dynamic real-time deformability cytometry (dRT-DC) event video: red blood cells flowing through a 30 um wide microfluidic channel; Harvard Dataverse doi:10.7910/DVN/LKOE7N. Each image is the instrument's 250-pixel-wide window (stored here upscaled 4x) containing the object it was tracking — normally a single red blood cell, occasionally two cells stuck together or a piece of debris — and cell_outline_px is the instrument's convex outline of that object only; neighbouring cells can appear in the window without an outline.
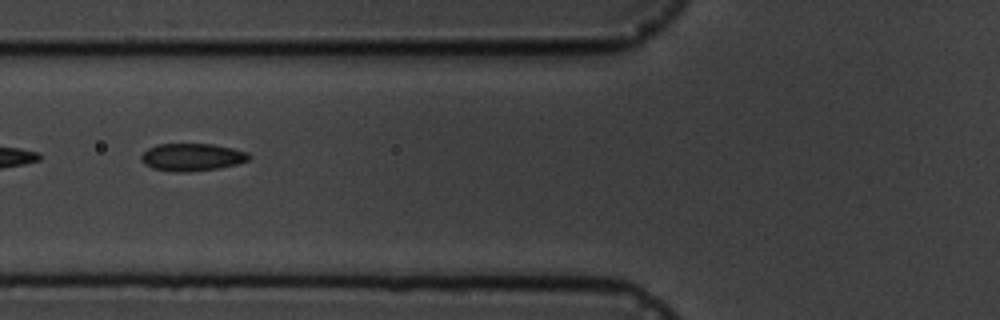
{"species": "common noctule bat (a hibernating species)", "species_latin": "Nyctalus noctula", "temperature_condition": "cold", "stored_images_in_passage": 14, "camera_frame_rate_fps": 3000, "um_per_image_px": 0.085, "animal": {"sex": "male", "body_mass_g": 19.5, "forearm_length_mm": 54.6}, "frame": {"image": 1, "passage_image": 7, "time_ms": 7.0, "image_size_px": [1000, 320], "cell_outline_px": [[252, 156], [248, 160], [236, 164], [220, 168], [188, 172], [176, 172], [152, 168], [144, 164], [140, 160], [140, 156], [148, 148], [156, 144], [212, 144], [232, 148], [248, 152]], "centroid_in_image_um": [16.31, 13.36], "position_along_channel_um": 109.5, "area_um2": 17.4}}
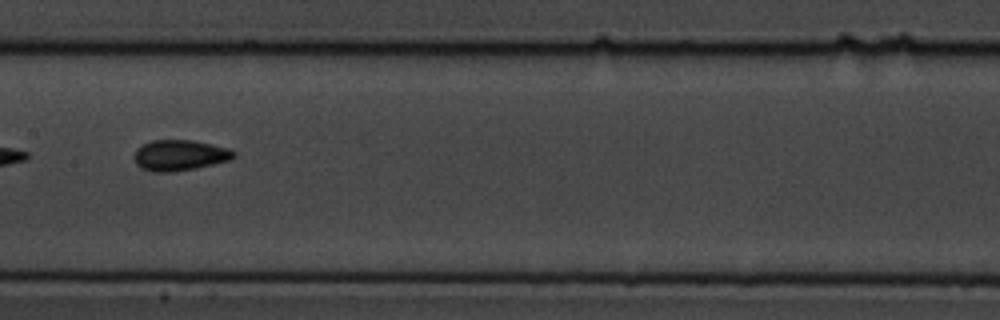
{"frame": {"image": 2, "passage_image": 9, "time_ms": 9.333, "image_size_px": [1000, 320], "cell_outline_px": [[236, 156], [228, 160], [196, 168], [172, 172], [152, 172], [140, 168], [136, 164], [132, 156], [136, 148], [152, 140], [192, 140], [212, 144], [228, 148], [236, 152]], "centroid_in_image_um": [15.23, 13.2], "position_along_channel_um": 192.2, "area_um2": 17.98}}
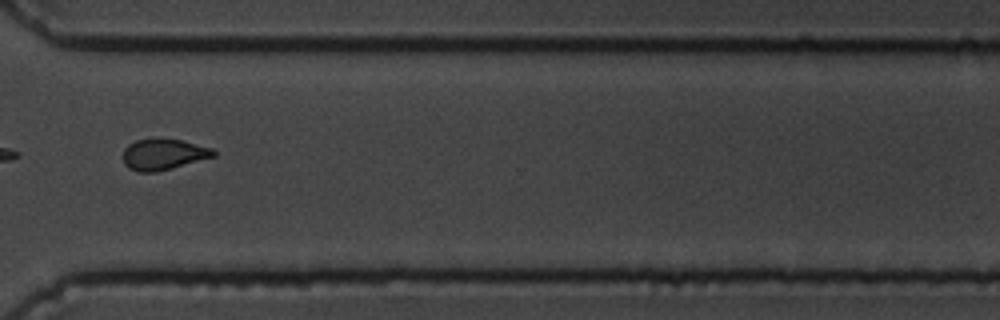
{"frame": {"image": 3, "passage_image": 13, "time_ms": 14.0, "image_size_px": [1000, 320], "cell_outline_px": [[216, 156], [172, 168], [156, 172], [140, 172], [128, 168], [124, 164], [124, 148], [128, 144], [136, 140], [160, 136], [180, 140], [212, 148], [216, 152]], "centroid_in_image_um": [13.88, 13.09], "position_along_channel_um": 356.7, "area_um2": 16.65}, "authors_computed_cell_mechanics": {"area_um2": 17.4845, "velocity_mm_per_s": 3.5444, "shape_relaxation_time_tau1_ms": 6.5498, "shape_relaxation_time_tau2_ms": 2.7847, "deformation_change_tau1": 0.141, "deformation_change_tau2": 0.0914}}